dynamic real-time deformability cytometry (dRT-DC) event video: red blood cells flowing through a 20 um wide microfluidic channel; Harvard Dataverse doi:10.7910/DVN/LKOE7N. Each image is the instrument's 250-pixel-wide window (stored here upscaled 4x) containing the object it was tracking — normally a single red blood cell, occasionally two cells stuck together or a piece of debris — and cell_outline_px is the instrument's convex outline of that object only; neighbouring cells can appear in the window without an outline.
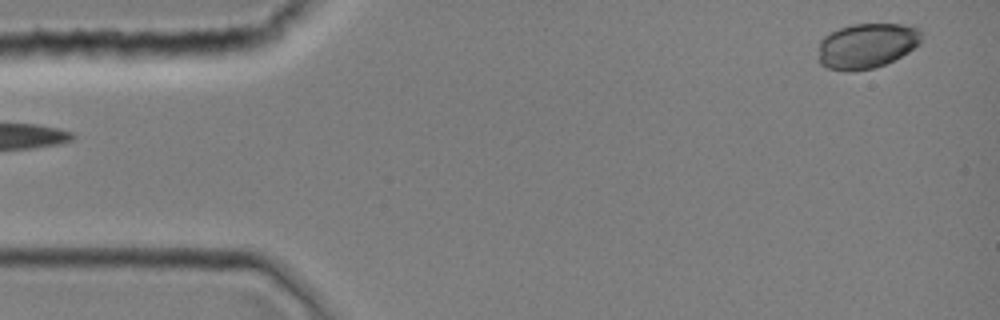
{"species": "common noctule bat (a hibernating species)", "species_latin": "Nyctalus noctula", "temperature_condition": "room temperature", "stored_images_in_passage": 39, "camera_frame_rate_fps": 3000, "um_per_image_px": 0.085, "animal": {"sex": "female", "body_mass_g": 19.0, "forearm_length_mm": 51.5}, "frame": {"image": 1, "passage_image": 2, "time_ms": 0.333, "image_size_px": [1000, 320], "cell_outline_px": [[924, 40], [920, 44], [908, 52], [884, 64], [872, 68], [848, 72], [828, 68], [820, 64], [820, 40], [824, 36], [840, 28], [852, 24], [912, 24], [920, 28], [924, 32]], "centroid_in_image_um": [73.76, 3.86], "position_along_channel_um": 11.2, "area_um2": 27.4}}
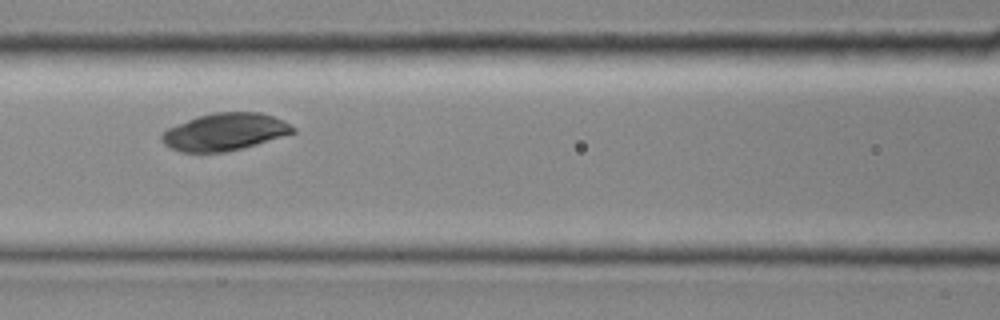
{"frame": {"image": 2, "passage_image": 17, "time_ms": 5.333, "image_size_px": [1000, 320], "cell_outline_px": [[296, 132], [244, 148], [228, 152], [180, 152], [164, 144], [160, 140], [160, 136], [168, 128], [176, 124], [196, 116], [212, 112], [260, 112], [272, 116], [296, 128]], "centroid_in_image_um": [19.07, 11.21], "position_along_channel_um": 147.5, "area_um2": 28.55}}
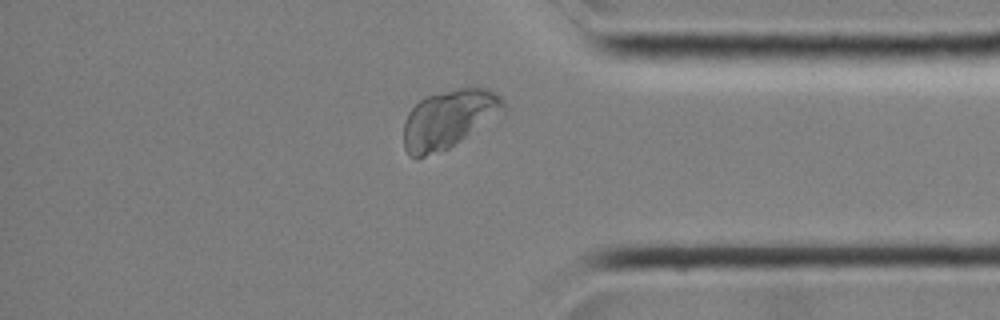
{"frame": {"image": 3, "passage_image": 33, "time_ms": 10.667, "image_size_px": [1000, 320], "cell_outline_px": [[508, 108], [504, 116], [448, 148], [424, 156], [412, 156], [404, 148], [404, 120], [408, 112], [424, 96], [460, 88], [484, 88], [496, 92], [504, 100]], "centroid_in_image_um": [38.25, 10.09], "position_along_channel_um": 397.0, "area_um2": 34.39}}